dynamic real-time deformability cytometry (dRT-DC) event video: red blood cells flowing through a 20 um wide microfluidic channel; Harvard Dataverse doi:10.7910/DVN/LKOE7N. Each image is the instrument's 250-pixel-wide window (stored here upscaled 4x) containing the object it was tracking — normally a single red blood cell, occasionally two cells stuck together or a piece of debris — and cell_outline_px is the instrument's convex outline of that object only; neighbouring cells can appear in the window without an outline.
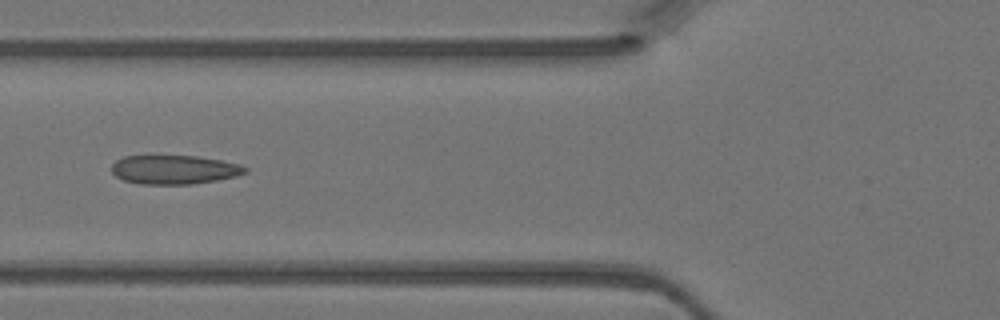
{"species": "Egyptian fruit bat (a non-hibernating species)", "species_latin": "Rousettus aegyptiacus", "temperature_condition": "warm", "stored_images_in_passage": 3, "camera_frame_rate_fps": 3000, "um_per_image_px": 0.085, "animal": {"sex": "female"}, "frame": {"image": 1, "passage_image": 3, "time_ms": 0.667, "image_size_px": [1000, 320], "cell_outline_px": [[248, 172], [236, 176], [216, 180], [192, 184], [140, 184], [124, 180], [116, 176], [112, 172], [112, 164], [116, 160], [124, 156], [196, 156], [220, 160], [240, 164], [248, 168]], "centroid_in_image_um": [14.82, 14.42], "position_along_channel_um": 111.0, "area_um2": 22.48}}